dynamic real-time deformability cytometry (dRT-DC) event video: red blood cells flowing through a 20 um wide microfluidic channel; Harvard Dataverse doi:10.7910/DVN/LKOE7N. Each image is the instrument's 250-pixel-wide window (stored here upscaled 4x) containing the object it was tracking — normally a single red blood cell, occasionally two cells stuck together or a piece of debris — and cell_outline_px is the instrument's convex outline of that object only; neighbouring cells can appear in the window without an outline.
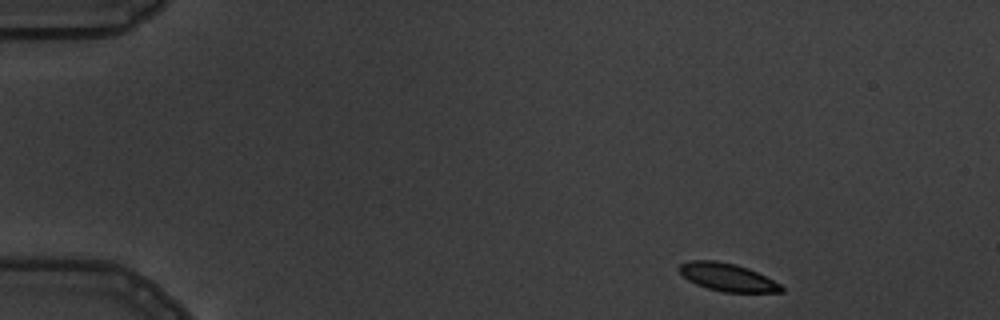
{"species": "common noctule bat (a hibernating species)", "species_latin": "Nyctalus noctula", "temperature_condition": "warm", "stored_images_in_passage": 6, "camera_frame_rate_fps": 3000, "um_per_image_px": 0.085, "animal": {"sex": "male", "body_mass_g": 19.5, "forearm_length_mm": 54.6}, "frame": {"image": 1, "passage_image": 1, "time_ms": 0.0, "image_size_px": [1000, 320], "cell_outline_px": [[784, 292], [724, 292], [708, 288], [696, 284], [688, 280], [680, 272], [680, 264], [688, 260], [712, 260], [736, 264], [748, 268], [780, 284], [784, 288]], "centroid_in_image_um": [61.82, 23.56], "position_along_channel_um": 23.2, "area_um2": 16.36}}
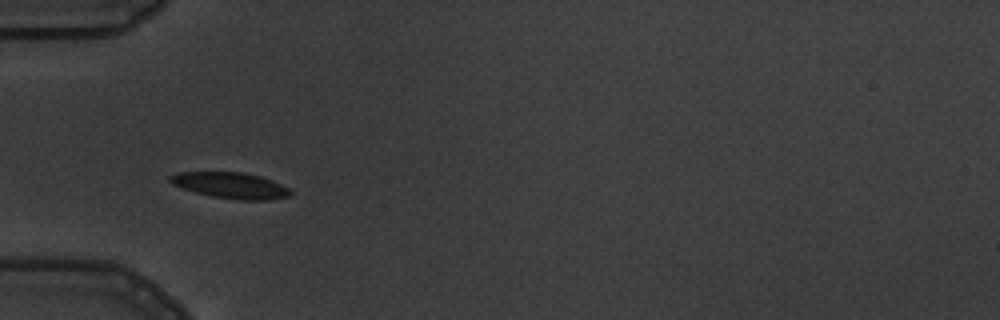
{"frame": {"image": 2, "passage_image": 4, "time_ms": 3.667, "image_size_px": [1000, 320], "cell_outline_px": [[292, 192], [288, 196], [268, 200], [236, 200], [212, 196], [196, 192], [172, 184], [168, 180], [168, 176], [180, 172], [244, 172], [260, 176], [272, 180], [288, 188]], "centroid_in_image_um": [19.6, 15.75], "position_along_channel_um": 65.4, "area_um2": 18.15}}
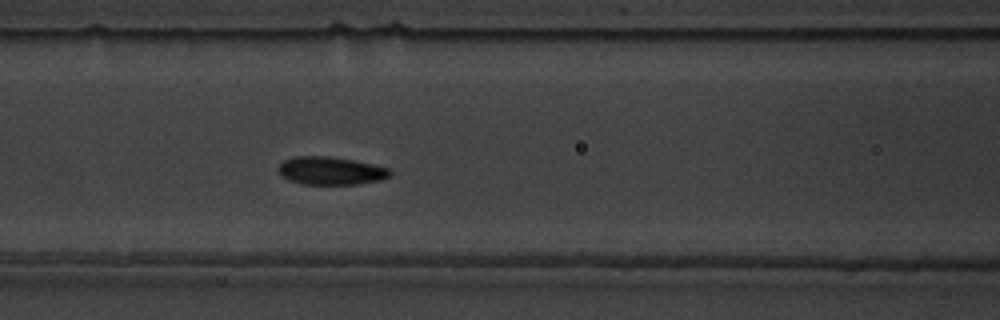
{"frame": {"image": 3, "passage_image": 6, "time_ms": 5.667, "image_size_px": [1000, 320], "cell_outline_px": [[392, 172], [388, 176], [380, 180], [360, 184], [300, 184], [288, 180], [280, 176], [280, 164], [284, 160], [292, 156], [328, 156], [352, 160], [372, 164], [388, 168]], "centroid_in_image_um": [28.08, 14.52], "position_along_channel_um": 138.5, "area_um2": 18.15}}